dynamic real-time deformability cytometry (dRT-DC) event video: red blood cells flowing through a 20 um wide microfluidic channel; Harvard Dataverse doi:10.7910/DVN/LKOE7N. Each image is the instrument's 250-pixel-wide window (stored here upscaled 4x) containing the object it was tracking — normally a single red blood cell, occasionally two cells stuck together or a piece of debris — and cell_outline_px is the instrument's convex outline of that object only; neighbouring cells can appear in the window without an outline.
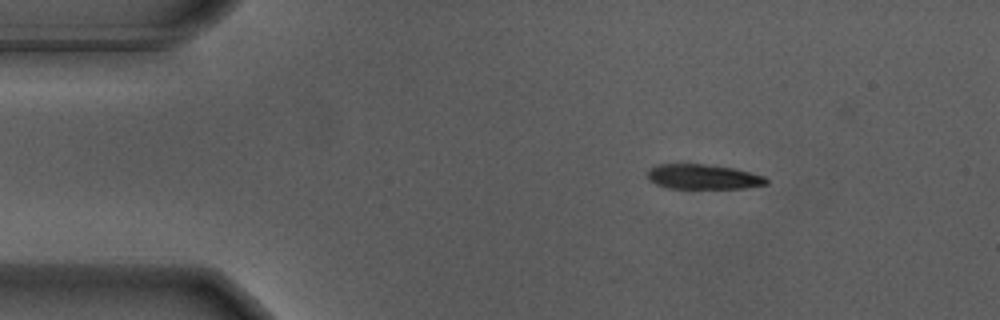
{"species": "Egyptian fruit bat (a non-hibernating species)", "species_latin": "Rousettus aegyptiacus", "temperature_condition": "warm", "stored_images_in_passage": 49, "segment_of_instrument_passage": [1, 2], "camera_frame_rate_fps": 3000, "um_per_image_px": 0.085, "animal": {"sex": "male"}, "frame": {"image": 1, "passage_image": 1, "time_ms": 0.0, "image_size_px": [1000, 320], "cell_outline_px": [[768, 184], [744, 188], [668, 188], [656, 184], [648, 180], [648, 168], [656, 164], [704, 164], [732, 168], [764, 176], [768, 180]], "centroid_in_image_um": [59.73, 15.02], "position_along_channel_um": 25.3, "area_um2": 17.17}}
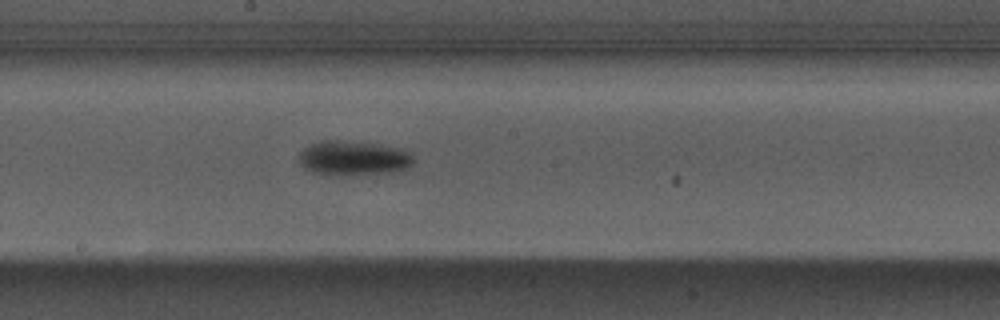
{"frame": {"image": 2, "passage_image": 22, "time_ms": 7.0, "image_size_px": [1000, 320], "cell_outline_px": [[412, 164], [408, 168], [392, 172], [340, 176], [312, 172], [304, 168], [300, 164], [300, 152], [308, 144], [320, 140], [340, 140], [376, 144], [404, 148], [412, 156]], "centroid_in_image_um": [30.02, 13.44], "position_along_channel_um": 218.2, "area_um2": 23.29}}
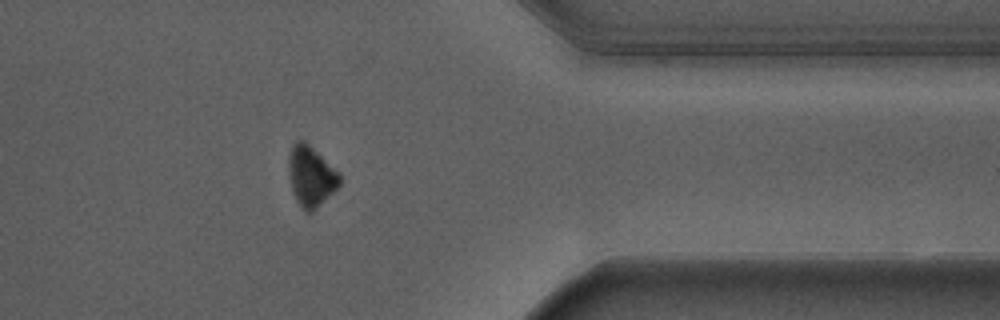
{"frame": {"image": 3, "passage_image": 37, "time_ms": 12.0, "image_size_px": [1000, 320], "cell_outline_px": [[340, 184], [312, 212], [304, 212], [300, 208], [296, 200], [292, 188], [288, 172], [288, 152], [292, 144], [296, 140], [304, 140], [340, 172]], "centroid_in_image_um": [26.4, 14.95], "position_along_channel_um": 385.0, "area_um2": 18.03}}